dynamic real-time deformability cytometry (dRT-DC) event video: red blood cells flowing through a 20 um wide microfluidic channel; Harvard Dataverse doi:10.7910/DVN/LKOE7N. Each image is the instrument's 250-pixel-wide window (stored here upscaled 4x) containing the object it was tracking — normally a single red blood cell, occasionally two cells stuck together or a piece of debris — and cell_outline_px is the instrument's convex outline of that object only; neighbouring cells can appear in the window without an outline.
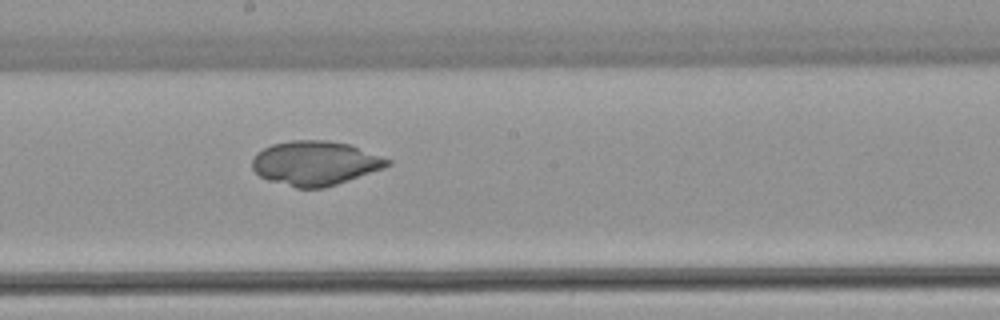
{"species": "common noctule bat (a hibernating species)", "species_latin": "Nyctalus noctula", "temperature_condition": "warm", "stored_images_in_passage": 52, "camera_frame_rate_fps": 3000, "um_per_image_px": 0.085, "animal": {"sex": "female", "body_mass_g": 22.7, "forearm_length_mm": 54.2}, "frame": {"image": 1, "passage_image": 29, "time_ms": 9.333, "image_size_px": [1000, 320], "cell_outline_px": [[392, 164], [384, 168], [324, 188], [296, 188], [268, 180], [260, 176], [252, 168], [252, 160], [256, 152], [272, 144], [292, 140], [328, 140], [348, 144], [392, 160]], "centroid_in_image_um": [26.78, 13.87], "position_along_channel_um": 221.4, "area_um2": 34.85}}
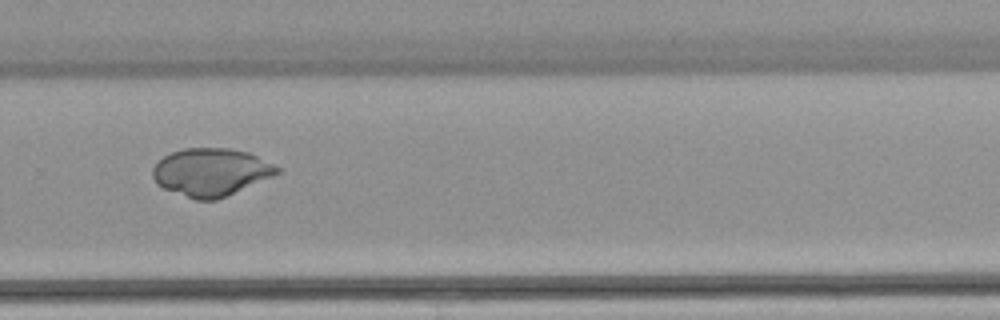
{"frame": {"image": 2, "passage_image": 36, "time_ms": 11.667, "image_size_px": [1000, 320], "cell_outline_px": [[280, 172], [272, 176], [228, 196], [216, 200], [196, 200], [164, 188], [156, 184], [152, 176], [152, 168], [164, 156], [172, 152], [184, 148], [228, 148], [248, 152], [280, 168]], "centroid_in_image_um": [17.91, 14.63], "position_along_channel_um": 311.9, "area_um2": 34.39}}
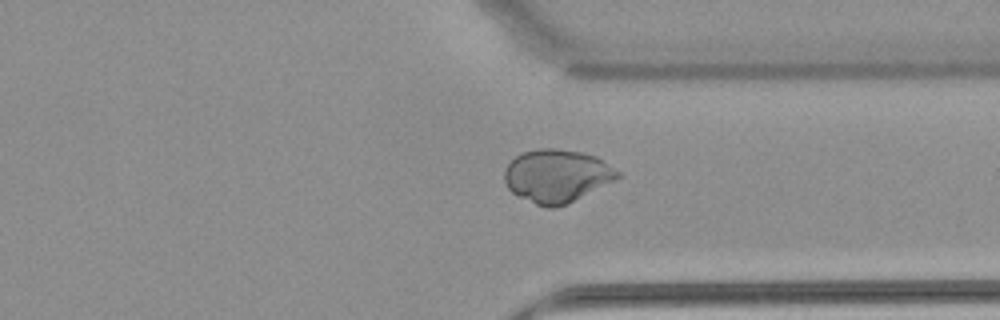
{"frame": {"image": 3, "passage_image": 40, "time_ms": 13.0, "image_size_px": [1000, 320], "cell_outline_px": [[620, 176], [556, 208], [548, 208], [536, 204], [512, 192], [508, 188], [504, 180], [504, 168], [516, 156], [524, 152], [540, 148], [556, 148], [580, 152], [596, 156], [620, 172]], "centroid_in_image_um": [47.27, 14.92], "position_along_channel_um": 364.1, "area_um2": 34.16}}